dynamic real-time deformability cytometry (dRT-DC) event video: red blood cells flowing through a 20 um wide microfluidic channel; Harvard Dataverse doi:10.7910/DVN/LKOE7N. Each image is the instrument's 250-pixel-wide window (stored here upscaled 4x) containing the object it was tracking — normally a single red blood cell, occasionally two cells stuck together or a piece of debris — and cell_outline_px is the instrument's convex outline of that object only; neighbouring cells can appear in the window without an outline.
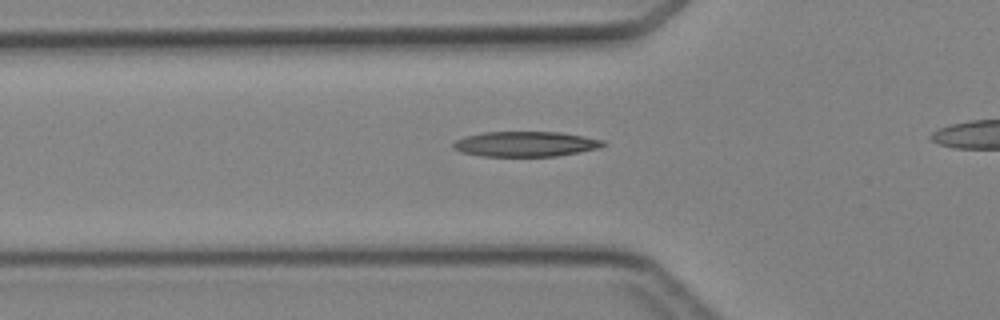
{"species": "Egyptian fruit bat (a non-hibernating species)", "species_latin": "Rousettus aegyptiacus", "temperature_condition": "cold", "stored_images_in_passage": 25, "camera_frame_rate_fps": 3000, "um_per_image_px": 0.085, "animal": {"sex": "female"}, "frame": {"image": 1, "passage_image": 3, "time_ms": 0.667, "image_size_px": [1000, 320], "cell_outline_px": [[608, 144], [600, 148], [556, 156], [480, 156], [460, 152], [452, 148], [452, 144], [456, 140], [464, 136], [484, 132], [560, 132], [584, 136], [604, 140]], "centroid_in_image_um": [44.67, 12.24], "position_along_channel_um": 81.1, "area_um2": 22.14}}
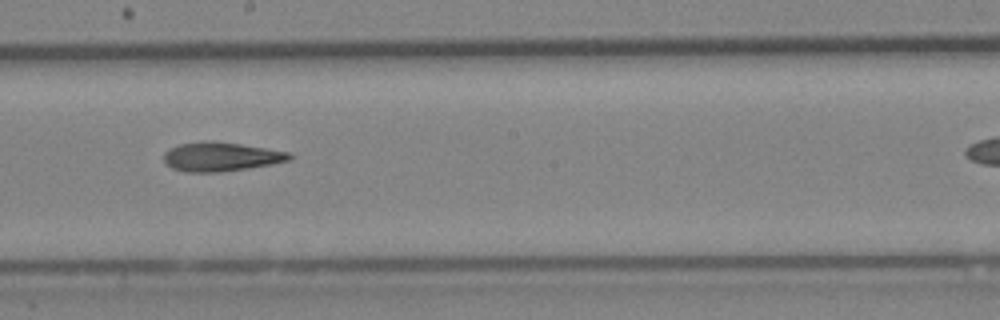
{"frame": {"image": 2, "passage_image": 13, "time_ms": 4.0, "image_size_px": [1000, 320], "cell_outline_px": [[292, 156], [288, 160], [272, 164], [248, 168], [220, 172], [188, 172], [172, 168], [164, 160], [164, 152], [180, 144], [204, 140], [212, 140], [240, 144], [292, 152]], "centroid_in_image_um": [18.79, 13.31], "position_along_channel_um": 229.4, "area_um2": 21.21}}
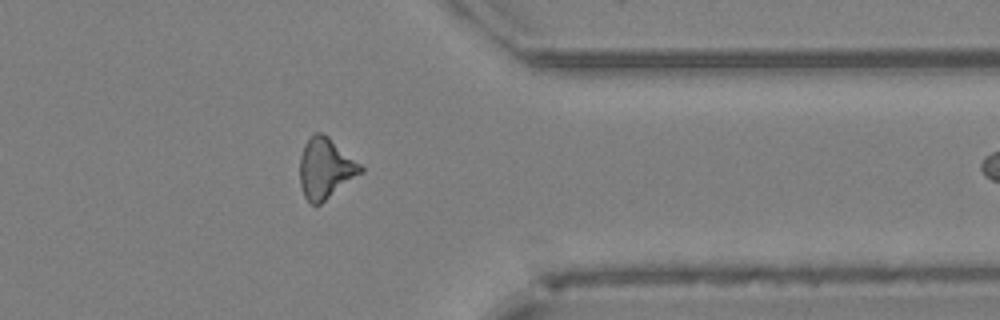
{"frame": {"image": 3, "passage_image": 24, "time_ms": 7.667, "image_size_px": [1000, 320], "cell_outline_px": [[364, 172], [320, 204], [312, 204], [304, 196], [300, 184], [300, 156], [304, 144], [316, 132], [320, 132], [328, 136], [360, 164], [364, 168]], "centroid_in_image_um": [27.67, 14.32], "position_along_channel_um": 383.7, "area_um2": 21.27}}